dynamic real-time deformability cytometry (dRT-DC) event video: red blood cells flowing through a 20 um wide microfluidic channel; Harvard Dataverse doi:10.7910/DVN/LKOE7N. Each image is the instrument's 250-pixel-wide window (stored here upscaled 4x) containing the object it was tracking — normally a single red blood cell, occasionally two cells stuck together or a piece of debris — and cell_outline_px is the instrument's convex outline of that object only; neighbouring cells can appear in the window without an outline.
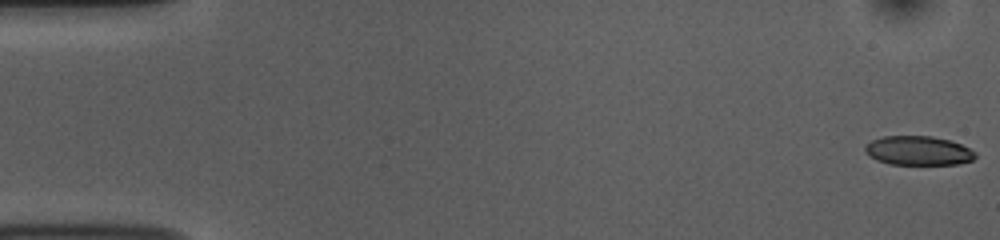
{"species": "common noctule bat (a hibernating species)", "species_latin": "Nyctalus noctula", "temperature_condition": "room temperature", "stored_images_in_passage": 53, "camera_frame_rate_fps": 3000, "um_per_image_px": 0.085, "animal": {"sex": "female", "body_mass_g": 10.0, "forearm_length_mm": 53.1}, "frame": {"image": 1, "passage_image": 1, "time_ms": 0.0, "image_size_px": [1000, 240], "cell_outline_px": [[976, 156], [972, 160], [956, 164], [888, 164], [876, 160], [868, 156], [864, 152], [864, 144], [872, 140], [884, 136], [932, 136], [948, 140], [960, 144], [976, 152]], "centroid_in_image_um": [77.99, 12.8], "position_along_channel_um": 7.0, "area_um2": 18.79}}
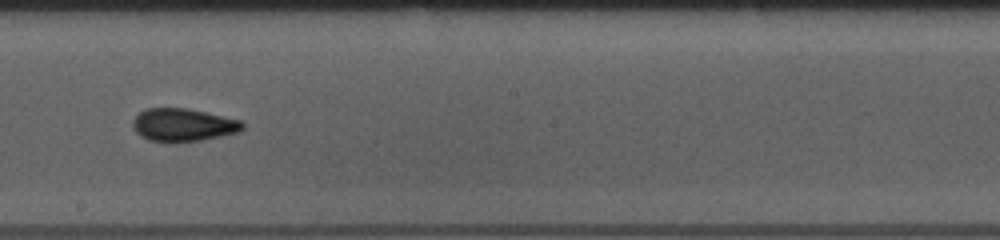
{"frame": {"image": 2, "passage_image": 30, "time_ms": 9.667, "image_size_px": [1000, 240], "cell_outline_px": [[244, 128], [240, 132], [200, 140], [176, 144], [148, 140], [140, 136], [136, 132], [132, 124], [132, 120], [144, 108], [188, 108], [240, 120], [244, 124]], "centroid_in_image_um": [15.54, 10.64], "position_along_channel_um": 232.7, "area_um2": 21.39}}
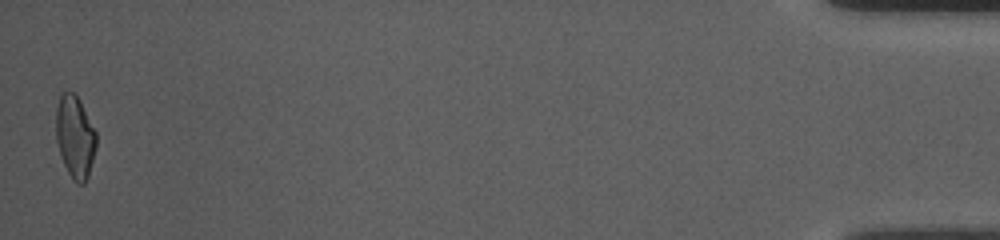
{"frame": {"image": 3, "passage_image": 53, "time_ms": 17.333, "image_size_px": [1000, 240], "cell_outline_px": [[96, 148], [88, 176], [84, 184], [76, 184], [72, 180], [60, 156], [56, 140], [56, 108], [60, 96], [64, 92], [72, 92], [80, 100], [96, 132]], "centroid_in_image_um": [6.37, 11.66], "position_along_channel_um": 428.8, "area_um2": 19.36}, "authors_computed_cell_mechanics": {"area_um2": 20.1144, "velocity_mm_per_s": 3.7628, "shape_relaxation_time_tau1_ms": 7.2611, "shape_relaxation_time_tau2_ms": 2.2806, "deformation_change_tau1": 0.1559, "deformation_change_tau2": 0.0785}}